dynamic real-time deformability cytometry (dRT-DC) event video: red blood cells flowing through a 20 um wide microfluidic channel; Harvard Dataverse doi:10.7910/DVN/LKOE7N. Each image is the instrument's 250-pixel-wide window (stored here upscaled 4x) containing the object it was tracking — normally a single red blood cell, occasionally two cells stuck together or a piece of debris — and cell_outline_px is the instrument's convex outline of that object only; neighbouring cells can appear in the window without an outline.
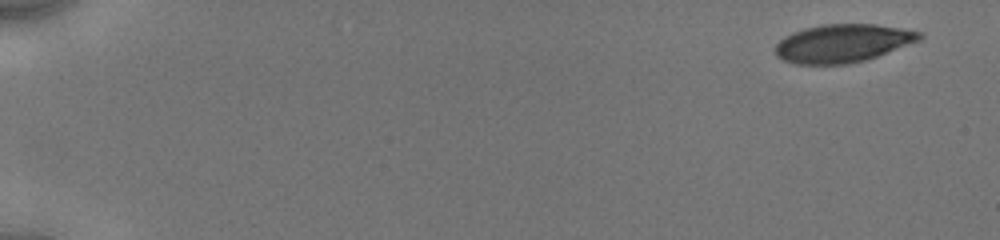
{"species": "human", "species_latin": "Homo sapiens", "temperature_condition": "cold", "stored_images_in_passage": 28, "camera_frame_rate_fps": 3000, "um_per_image_px": 0.085, "donor": {"sex": "male"}, "frame": {"image": 1, "passage_image": 1, "time_ms": 0.0, "image_size_px": [1000, 240], "cell_outline_px": [[924, 36], [920, 40], [876, 56], [864, 60], [848, 64], [796, 64], [784, 60], [776, 56], [772, 48], [784, 36], [792, 32], [804, 28], [820, 24], [876, 24], [924, 32]], "centroid_in_image_um": [71.59, 3.67], "position_along_channel_um": 13.4, "area_um2": 32.19}}
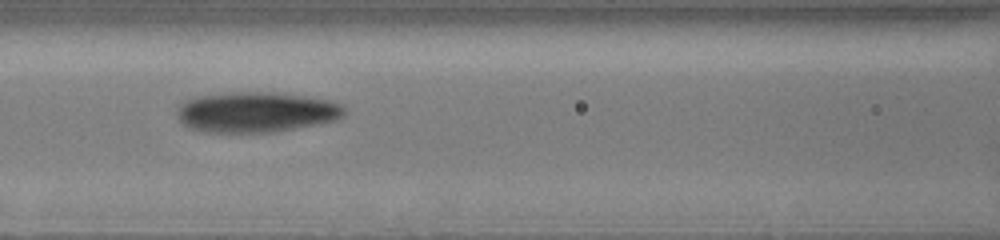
{"frame": {"image": 2, "passage_image": 16, "time_ms": 7.667, "image_size_px": [1000, 240], "cell_outline_px": [[348, 108], [344, 116], [336, 120], [320, 124], [272, 132], [204, 132], [188, 128], [176, 116], [176, 112], [180, 104], [192, 96], [232, 92], [272, 92], [304, 96], [328, 100], [340, 104]], "centroid_in_image_um": [21.76, 9.53], "position_along_channel_um": 144.8, "area_um2": 39.77}}
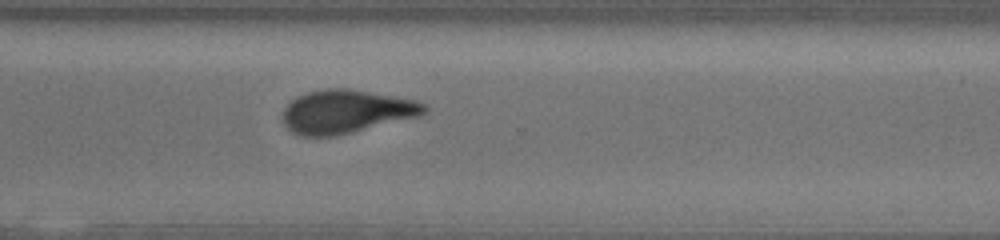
{"frame": {"image": 3, "passage_image": 28, "time_ms": 12.667, "image_size_px": [1000, 240], "cell_outline_px": [[428, 112], [416, 116], [336, 136], [300, 136], [292, 132], [284, 124], [284, 108], [296, 96], [308, 92], [324, 88], [344, 88], [416, 100], [424, 104], [428, 108]], "centroid_in_image_um": [29.39, 9.48], "position_along_channel_um": 341.2, "area_um2": 35.26}}